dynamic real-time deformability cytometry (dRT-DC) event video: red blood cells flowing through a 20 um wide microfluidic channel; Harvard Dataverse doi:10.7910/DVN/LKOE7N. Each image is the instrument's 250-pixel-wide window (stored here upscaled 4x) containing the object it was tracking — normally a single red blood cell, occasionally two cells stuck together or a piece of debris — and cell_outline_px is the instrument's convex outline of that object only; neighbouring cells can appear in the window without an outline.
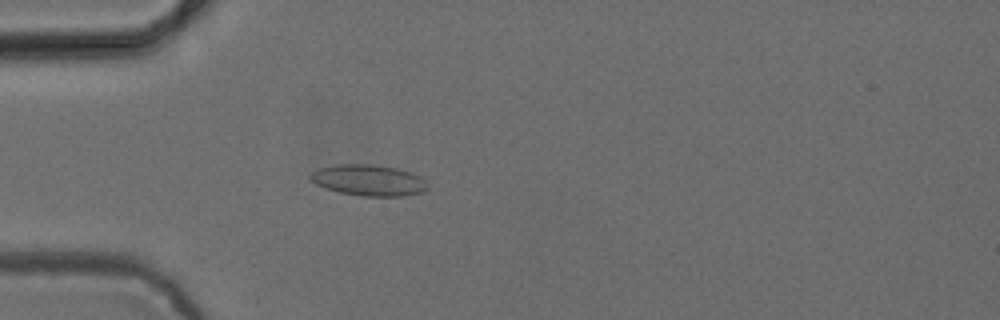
{"species": "common noctule bat (a hibernating species)", "species_latin": "Nyctalus noctula", "temperature_condition": "cold", "stored_images_in_passage": 44, "camera_frame_rate_fps": 3000, "um_per_image_px": 0.085, "animal": {"sex": "female", "body_mass_g": 24.6, "forearm_length_mm": 56.2}, "frame": {"image": 1, "passage_image": 13, "time_ms": 4.0, "image_size_px": [1000, 320], "cell_outline_px": [[428, 188], [424, 192], [404, 196], [364, 196], [340, 192], [316, 184], [308, 176], [312, 172], [320, 168], [336, 164], [372, 164], [396, 168], [420, 176], [428, 184]], "centroid_in_image_um": [31.36, 15.32], "position_along_channel_um": 53.6, "area_um2": 21.1}}
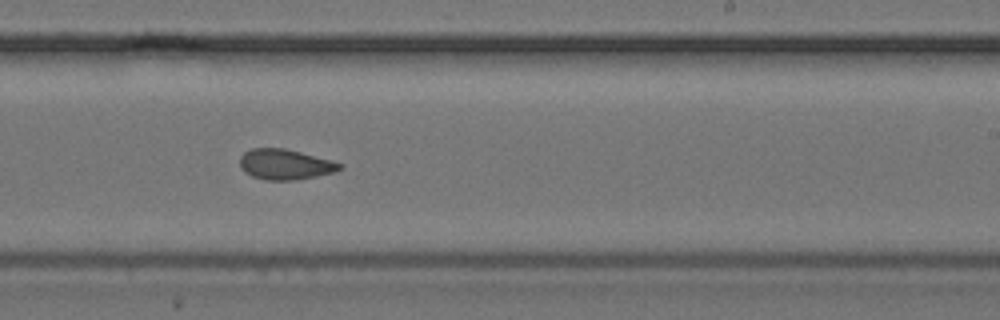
{"frame": {"image": 2, "passage_image": 30, "time_ms": 9.667, "image_size_px": [1000, 320], "cell_outline_px": [[344, 168], [336, 172], [296, 180], [264, 180], [252, 176], [244, 172], [240, 168], [240, 156], [244, 152], [252, 148], [284, 148], [332, 160], [344, 164]], "centroid_in_image_um": [24.25, 13.98], "position_along_channel_um": 264.7, "area_um2": 17.92}}
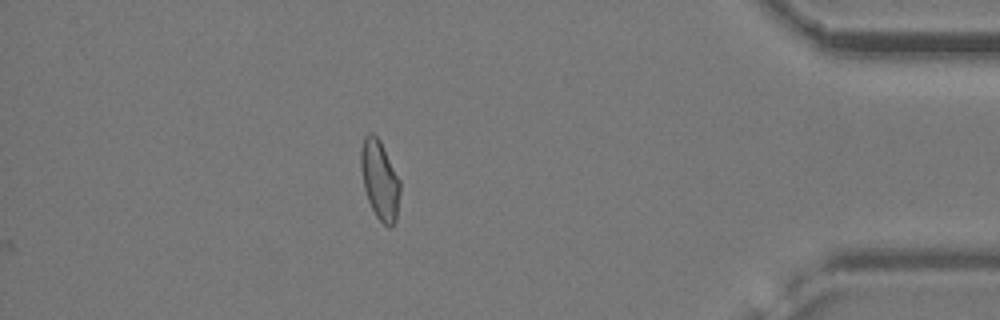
{"frame": {"image": 3, "passage_image": 44, "time_ms": 14.333, "image_size_px": [1000, 320], "cell_outline_px": [[400, 192], [396, 220], [392, 228], [388, 228], [376, 216], [368, 200], [364, 188], [360, 168], [360, 152], [364, 136], [368, 132], [372, 132], [380, 140], [400, 180]], "centroid_in_image_um": [32.27, 15.29], "position_along_channel_um": 402.9, "area_um2": 18.21}, "authors_computed_cell_mechanics": {"area_um2": 18.496, "velocity_mm_per_s": 3.8706, "shape_relaxation_time_tau1_ms": null, "shape_relaxation_time_tau2_ms": 1.8215, "deformation_change_tau1": null, "deformation_change_tau2": 0.0677}}